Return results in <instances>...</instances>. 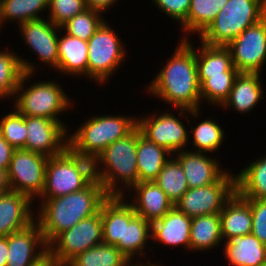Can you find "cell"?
Instances as JSON below:
<instances>
[{"label":"cell","instance_id":"1","mask_svg":"<svg viewBox=\"0 0 266 266\" xmlns=\"http://www.w3.org/2000/svg\"><path fill=\"white\" fill-rule=\"evenodd\" d=\"M183 38L171 59L151 82L148 92L180 109V117L183 111L197 117L201 96L195 48L188 42L186 34Z\"/></svg>","mask_w":266,"mask_h":266},{"label":"cell","instance_id":"2","mask_svg":"<svg viewBox=\"0 0 266 266\" xmlns=\"http://www.w3.org/2000/svg\"><path fill=\"white\" fill-rule=\"evenodd\" d=\"M109 197L102 184L94 179L81 191L56 198H42L38 221L45 243L48 245L58 234L72 228L79 221L100 211Z\"/></svg>","mask_w":266,"mask_h":266},{"label":"cell","instance_id":"3","mask_svg":"<svg viewBox=\"0 0 266 266\" xmlns=\"http://www.w3.org/2000/svg\"><path fill=\"white\" fill-rule=\"evenodd\" d=\"M99 163L105 165L104 170L99 168ZM94 176L109 196H123V189L117 187L119 180L126 189H133L138 183L137 127L127 136L108 145L96 158Z\"/></svg>","mask_w":266,"mask_h":266},{"label":"cell","instance_id":"4","mask_svg":"<svg viewBox=\"0 0 266 266\" xmlns=\"http://www.w3.org/2000/svg\"><path fill=\"white\" fill-rule=\"evenodd\" d=\"M94 179V161L67 147L48 158L45 184L39 198H56L81 191Z\"/></svg>","mask_w":266,"mask_h":266},{"label":"cell","instance_id":"5","mask_svg":"<svg viewBox=\"0 0 266 266\" xmlns=\"http://www.w3.org/2000/svg\"><path fill=\"white\" fill-rule=\"evenodd\" d=\"M137 127V118L129 116L103 115L93 117L80 126L68 138V147L93 161L111 143L130 134Z\"/></svg>","mask_w":266,"mask_h":266},{"label":"cell","instance_id":"6","mask_svg":"<svg viewBox=\"0 0 266 266\" xmlns=\"http://www.w3.org/2000/svg\"><path fill=\"white\" fill-rule=\"evenodd\" d=\"M266 17V0H228L214 21L200 35L210 46H227L246 28Z\"/></svg>","mask_w":266,"mask_h":266},{"label":"cell","instance_id":"7","mask_svg":"<svg viewBox=\"0 0 266 266\" xmlns=\"http://www.w3.org/2000/svg\"><path fill=\"white\" fill-rule=\"evenodd\" d=\"M31 75L30 73H24L21 77L15 92V97L18 96L15 102V109L24 116L44 117L58 121L63 125L56 115L61 114L64 110L66 111L69 105H72L70 104L71 100H69L60 85L52 81H38L24 91V81H28Z\"/></svg>","mask_w":266,"mask_h":266},{"label":"cell","instance_id":"8","mask_svg":"<svg viewBox=\"0 0 266 266\" xmlns=\"http://www.w3.org/2000/svg\"><path fill=\"white\" fill-rule=\"evenodd\" d=\"M102 243L100 208L97 214L79 221L72 228L58 234L48 244L47 251L57 266H66L77 255Z\"/></svg>","mask_w":266,"mask_h":266},{"label":"cell","instance_id":"9","mask_svg":"<svg viewBox=\"0 0 266 266\" xmlns=\"http://www.w3.org/2000/svg\"><path fill=\"white\" fill-rule=\"evenodd\" d=\"M87 43V77L104 83L123 62L126 56L124 45L107 22L100 26Z\"/></svg>","mask_w":266,"mask_h":266},{"label":"cell","instance_id":"10","mask_svg":"<svg viewBox=\"0 0 266 266\" xmlns=\"http://www.w3.org/2000/svg\"><path fill=\"white\" fill-rule=\"evenodd\" d=\"M236 192V174L226 172L216 183L188 189L174 204L190 218L220 213Z\"/></svg>","mask_w":266,"mask_h":266},{"label":"cell","instance_id":"11","mask_svg":"<svg viewBox=\"0 0 266 266\" xmlns=\"http://www.w3.org/2000/svg\"><path fill=\"white\" fill-rule=\"evenodd\" d=\"M48 157L15 149L8 169L11 190L27 195L31 200L40 197L45 184Z\"/></svg>","mask_w":266,"mask_h":266},{"label":"cell","instance_id":"12","mask_svg":"<svg viewBox=\"0 0 266 266\" xmlns=\"http://www.w3.org/2000/svg\"><path fill=\"white\" fill-rule=\"evenodd\" d=\"M226 47L240 73H260L266 61V17L246 28Z\"/></svg>","mask_w":266,"mask_h":266},{"label":"cell","instance_id":"13","mask_svg":"<svg viewBox=\"0 0 266 266\" xmlns=\"http://www.w3.org/2000/svg\"><path fill=\"white\" fill-rule=\"evenodd\" d=\"M27 137L25 150L48 158L62 153L68 147L67 128L60 122L44 118L25 116Z\"/></svg>","mask_w":266,"mask_h":266},{"label":"cell","instance_id":"14","mask_svg":"<svg viewBox=\"0 0 266 266\" xmlns=\"http://www.w3.org/2000/svg\"><path fill=\"white\" fill-rule=\"evenodd\" d=\"M155 116L150 115L137 120L141 134L171 154L184 150L190 138L183 123L172 113L165 112L158 117Z\"/></svg>","mask_w":266,"mask_h":266},{"label":"cell","instance_id":"15","mask_svg":"<svg viewBox=\"0 0 266 266\" xmlns=\"http://www.w3.org/2000/svg\"><path fill=\"white\" fill-rule=\"evenodd\" d=\"M47 246L35 220L25 229L8 235L7 266H35L48 255Z\"/></svg>","mask_w":266,"mask_h":266},{"label":"cell","instance_id":"16","mask_svg":"<svg viewBox=\"0 0 266 266\" xmlns=\"http://www.w3.org/2000/svg\"><path fill=\"white\" fill-rule=\"evenodd\" d=\"M19 28L24 41L37 54L39 60L57 69L59 38L57 31L61 28L44 18L29 20L20 24Z\"/></svg>","mask_w":266,"mask_h":266},{"label":"cell","instance_id":"17","mask_svg":"<svg viewBox=\"0 0 266 266\" xmlns=\"http://www.w3.org/2000/svg\"><path fill=\"white\" fill-rule=\"evenodd\" d=\"M31 204L32 200L19 192L0 194V237L23 230L36 220Z\"/></svg>","mask_w":266,"mask_h":266},{"label":"cell","instance_id":"18","mask_svg":"<svg viewBox=\"0 0 266 266\" xmlns=\"http://www.w3.org/2000/svg\"><path fill=\"white\" fill-rule=\"evenodd\" d=\"M183 168L188 188H198L216 183L225 173L220 169L217 160L207 157L201 152L179 151L176 155Z\"/></svg>","mask_w":266,"mask_h":266},{"label":"cell","instance_id":"19","mask_svg":"<svg viewBox=\"0 0 266 266\" xmlns=\"http://www.w3.org/2000/svg\"><path fill=\"white\" fill-rule=\"evenodd\" d=\"M125 200L123 241L115 246L131 261L134 255H144V246L148 238L151 240L152 223L137 215L133 206Z\"/></svg>","mask_w":266,"mask_h":266},{"label":"cell","instance_id":"20","mask_svg":"<svg viewBox=\"0 0 266 266\" xmlns=\"http://www.w3.org/2000/svg\"><path fill=\"white\" fill-rule=\"evenodd\" d=\"M192 218L173 207L162 218L152 223L151 237L166 245H184L190 250Z\"/></svg>","mask_w":266,"mask_h":266},{"label":"cell","instance_id":"21","mask_svg":"<svg viewBox=\"0 0 266 266\" xmlns=\"http://www.w3.org/2000/svg\"><path fill=\"white\" fill-rule=\"evenodd\" d=\"M136 199L130 203L137 215L153 223L162 218L173 207L166 193L154 182H138L133 186Z\"/></svg>","mask_w":266,"mask_h":266},{"label":"cell","instance_id":"22","mask_svg":"<svg viewBox=\"0 0 266 266\" xmlns=\"http://www.w3.org/2000/svg\"><path fill=\"white\" fill-rule=\"evenodd\" d=\"M220 214L221 236L225 241L232 236H243L252 232V210L250 204L237 192L225 203Z\"/></svg>","mask_w":266,"mask_h":266},{"label":"cell","instance_id":"23","mask_svg":"<svg viewBox=\"0 0 266 266\" xmlns=\"http://www.w3.org/2000/svg\"><path fill=\"white\" fill-rule=\"evenodd\" d=\"M224 254L233 266H261L266 262V245L252 233L236 235L226 241Z\"/></svg>","mask_w":266,"mask_h":266},{"label":"cell","instance_id":"24","mask_svg":"<svg viewBox=\"0 0 266 266\" xmlns=\"http://www.w3.org/2000/svg\"><path fill=\"white\" fill-rule=\"evenodd\" d=\"M260 73H239L228 99L222 107H232L240 113H248L263 98Z\"/></svg>","mask_w":266,"mask_h":266},{"label":"cell","instance_id":"25","mask_svg":"<svg viewBox=\"0 0 266 266\" xmlns=\"http://www.w3.org/2000/svg\"><path fill=\"white\" fill-rule=\"evenodd\" d=\"M169 154L171 156V153L165 148L158 146L144 137L137 127L138 182L154 181L163 168V165L169 160L167 157Z\"/></svg>","mask_w":266,"mask_h":266},{"label":"cell","instance_id":"26","mask_svg":"<svg viewBox=\"0 0 266 266\" xmlns=\"http://www.w3.org/2000/svg\"><path fill=\"white\" fill-rule=\"evenodd\" d=\"M58 38V64L57 70L73 75H87L88 43L70 36Z\"/></svg>","mask_w":266,"mask_h":266},{"label":"cell","instance_id":"27","mask_svg":"<svg viewBox=\"0 0 266 266\" xmlns=\"http://www.w3.org/2000/svg\"><path fill=\"white\" fill-rule=\"evenodd\" d=\"M35 67L13 52L0 51V99L13 97L24 73L33 74Z\"/></svg>","mask_w":266,"mask_h":266},{"label":"cell","instance_id":"28","mask_svg":"<svg viewBox=\"0 0 266 266\" xmlns=\"http://www.w3.org/2000/svg\"><path fill=\"white\" fill-rule=\"evenodd\" d=\"M198 52L195 51V59L199 84L210 76L223 75L233 66L231 53L226 46H210L202 42Z\"/></svg>","mask_w":266,"mask_h":266},{"label":"cell","instance_id":"29","mask_svg":"<svg viewBox=\"0 0 266 266\" xmlns=\"http://www.w3.org/2000/svg\"><path fill=\"white\" fill-rule=\"evenodd\" d=\"M124 197L109 196L101 205L103 243L116 245L123 241Z\"/></svg>","mask_w":266,"mask_h":266},{"label":"cell","instance_id":"30","mask_svg":"<svg viewBox=\"0 0 266 266\" xmlns=\"http://www.w3.org/2000/svg\"><path fill=\"white\" fill-rule=\"evenodd\" d=\"M236 192L242 198L266 199V156L253 161L236 175Z\"/></svg>","mask_w":266,"mask_h":266},{"label":"cell","instance_id":"31","mask_svg":"<svg viewBox=\"0 0 266 266\" xmlns=\"http://www.w3.org/2000/svg\"><path fill=\"white\" fill-rule=\"evenodd\" d=\"M222 240L219 213L192 218L190 250H209Z\"/></svg>","mask_w":266,"mask_h":266},{"label":"cell","instance_id":"32","mask_svg":"<svg viewBox=\"0 0 266 266\" xmlns=\"http://www.w3.org/2000/svg\"><path fill=\"white\" fill-rule=\"evenodd\" d=\"M228 0H191L187 19L181 24L189 32L201 35L214 21Z\"/></svg>","mask_w":266,"mask_h":266},{"label":"cell","instance_id":"33","mask_svg":"<svg viewBox=\"0 0 266 266\" xmlns=\"http://www.w3.org/2000/svg\"><path fill=\"white\" fill-rule=\"evenodd\" d=\"M131 262L116 246L102 243L77 255L66 266H130Z\"/></svg>","mask_w":266,"mask_h":266},{"label":"cell","instance_id":"34","mask_svg":"<svg viewBox=\"0 0 266 266\" xmlns=\"http://www.w3.org/2000/svg\"><path fill=\"white\" fill-rule=\"evenodd\" d=\"M154 182L166 193L169 200L176 204L189 189L188 182L179 161L169 159Z\"/></svg>","mask_w":266,"mask_h":266},{"label":"cell","instance_id":"35","mask_svg":"<svg viewBox=\"0 0 266 266\" xmlns=\"http://www.w3.org/2000/svg\"><path fill=\"white\" fill-rule=\"evenodd\" d=\"M49 8V0H0V25L7 20L19 21L41 18L38 12ZM2 26H0L1 28Z\"/></svg>","mask_w":266,"mask_h":266},{"label":"cell","instance_id":"36","mask_svg":"<svg viewBox=\"0 0 266 266\" xmlns=\"http://www.w3.org/2000/svg\"><path fill=\"white\" fill-rule=\"evenodd\" d=\"M239 71L233 65L223 75L210 76L200 84V96L201 99L207 100L211 104L216 103L219 106L228 99L230 91L233 87V83L236 77L239 75Z\"/></svg>","mask_w":266,"mask_h":266},{"label":"cell","instance_id":"37","mask_svg":"<svg viewBox=\"0 0 266 266\" xmlns=\"http://www.w3.org/2000/svg\"><path fill=\"white\" fill-rule=\"evenodd\" d=\"M101 17H103L101 12L87 8L74 18L69 19L61 29L66 30V33L70 36L88 41L105 22V19Z\"/></svg>","mask_w":266,"mask_h":266},{"label":"cell","instance_id":"38","mask_svg":"<svg viewBox=\"0 0 266 266\" xmlns=\"http://www.w3.org/2000/svg\"><path fill=\"white\" fill-rule=\"evenodd\" d=\"M196 127L191 129L193 131V145L197 147V152L206 153L218 150L221 143L224 140V131L216 123V121L207 118Z\"/></svg>","mask_w":266,"mask_h":266},{"label":"cell","instance_id":"39","mask_svg":"<svg viewBox=\"0 0 266 266\" xmlns=\"http://www.w3.org/2000/svg\"><path fill=\"white\" fill-rule=\"evenodd\" d=\"M0 134L14 149H25L27 137L25 116L14 108L12 113L0 119Z\"/></svg>","mask_w":266,"mask_h":266},{"label":"cell","instance_id":"40","mask_svg":"<svg viewBox=\"0 0 266 266\" xmlns=\"http://www.w3.org/2000/svg\"><path fill=\"white\" fill-rule=\"evenodd\" d=\"M49 8L48 20L60 28L87 9L85 0H49Z\"/></svg>","mask_w":266,"mask_h":266},{"label":"cell","instance_id":"41","mask_svg":"<svg viewBox=\"0 0 266 266\" xmlns=\"http://www.w3.org/2000/svg\"><path fill=\"white\" fill-rule=\"evenodd\" d=\"M252 210V234L266 245V199L244 198Z\"/></svg>","mask_w":266,"mask_h":266},{"label":"cell","instance_id":"42","mask_svg":"<svg viewBox=\"0 0 266 266\" xmlns=\"http://www.w3.org/2000/svg\"><path fill=\"white\" fill-rule=\"evenodd\" d=\"M162 12L181 24L187 19L191 0H152Z\"/></svg>","mask_w":266,"mask_h":266},{"label":"cell","instance_id":"43","mask_svg":"<svg viewBox=\"0 0 266 266\" xmlns=\"http://www.w3.org/2000/svg\"><path fill=\"white\" fill-rule=\"evenodd\" d=\"M14 148L0 134V168L9 169Z\"/></svg>","mask_w":266,"mask_h":266},{"label":"cell","instance_id":"44","mask_svg":"<svg viewBox=\"0 0 266 266\" xmlns=\"http://www.w3.org/2000/svg\"><path fill=\"white\" fill-rule=\"evenodd\" d=\"M116 3V0H85L86 7L98 12H105L106 9Z\"/></svg>","mask_w":266,"mask_h":266},{"label":"cell","instance_id":"45","mask_svg":"<svg viewBox=\"0 0 266 266\" xmlns=\"http://www.w3.org/2000/svg\"><path fill=\"white\" fill-rule=\"evenodd\" d=\"M12 191L9 177H8V170L0 168V194L8 193Z\"/></svg>","mask_w":266,"mask_h":266},{"label":"cell","instance_id":"46","mask_svg":"<svg viewBox=\"0 0 266 266\" xmlns=\"http://www.w3.org/2000/svg\"><path fill=\"white\" fill-rule=\"evenodd\" d=\"M8 236L0 237V266H7Z\"/></svg>","mask_w":266,"mask_h":266},{"label":"cell","instance_id":"47","mask_svg":"<svg viewBox=\"0 0 266 266\" xmlns=\"http://www.w3.org/2000/svg\"><path fill=\"white\" fill-rule=\"evenodd\" d=\"M150 262H147L146 264L143 265V263L139 264V263H136L134 265H131V266H157L156 264H149ZM138 264V265H137ZM148 264V265H147ZM160 266V265H158Z\"/></svg>","mask_w":266,"mask_h":266}]
</instances>
